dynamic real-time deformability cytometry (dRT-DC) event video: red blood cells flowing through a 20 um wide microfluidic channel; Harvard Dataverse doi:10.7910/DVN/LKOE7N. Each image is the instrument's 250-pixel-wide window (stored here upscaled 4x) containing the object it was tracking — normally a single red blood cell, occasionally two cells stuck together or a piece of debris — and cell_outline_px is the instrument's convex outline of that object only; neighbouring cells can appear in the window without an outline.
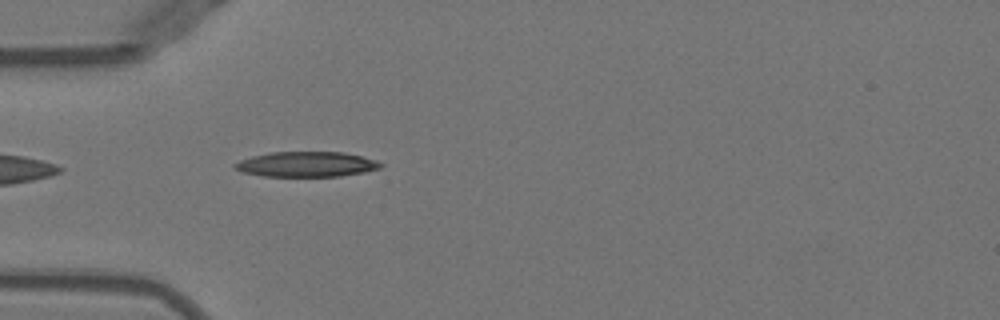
{"species": "Egyptian fruit bat (a non-hibernating species)", "species_latin": "Rousettus aegyptiacus", "temperature_condition": "warm", "stored_images_in_passage": 35, "camera_frame_rate_fps": 3000, "um_per_image_px": 0.085, "animal": {"sex": "female"}, "frame": {"image": 1, "passage_image": 1, "time_ms": 0.0, "image_size_px": [1000, 320], "cell_outline_px": [[384, 164], [380, 168], [364, 172], [340, 176], [264, 176], [240, 172], [232, 168], [232, 164], [240, 160], [252, 156], [272, 152], [344, 152], [376, 160]], "centroid_in_image_um": [26.01, 13.96], "position_along_channel_um": 59.0, "area_um2": 21.44}}
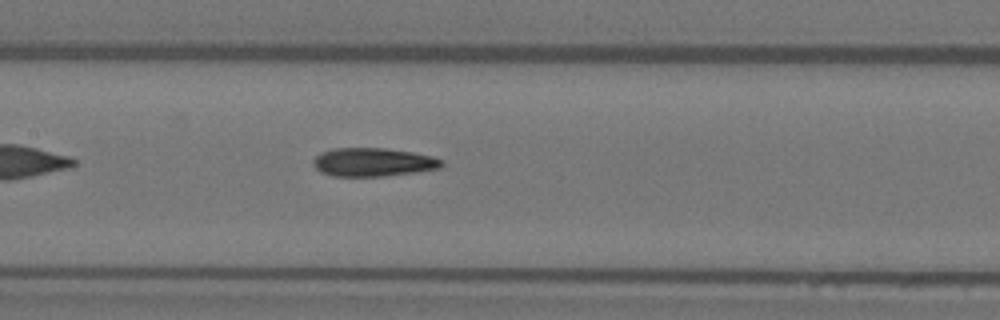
{"frame": {"image": 2, "passage_image": 10, "time_ms": 3.0, "image_size_px": [1000, 320], "cell_outline_px": [[444, 164], [440, 168], [416, 172], [384, 176], [332, 176], [320, 172], [312, 164], [312, 160], [320, 152], [332, 148], [384, 148], [412, 152], [432, 156], [444, 160]], "centroid_in_image_um": [31.7, 13.78], "position_along_channel_um": 175.7, "area_um2": 21.5}}
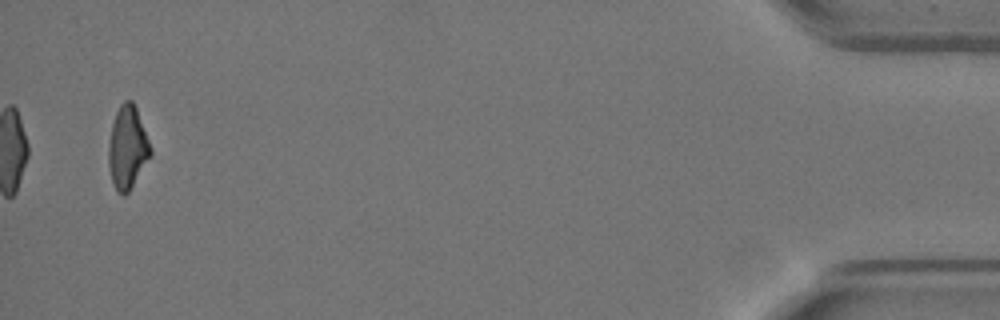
{"frame": {"image": 3, "passage_image": 35, "time_ms": 11.333, "image_size_px": [1000, 320], "cell_outline_px": [[152, 152], [128, 192], [124, 196], [120, 196], [116, 192], [112, 184], [108, 168], [108, 144], [112, 124], [116, 112], [120, 104], [124, 100], [132, 100], [136, 108], [152, 148]], "centroid_in_image_um": [10.8, 12.56], "position_along_channel_um": 424.4, "area_um2": 20.29}, "authors_computed_cell_mechanics": {"area_um2": 21.5594, "velocity_mm_per_s": 3.9899, "shape_relaxation_time_tau1_ms": 9.123, "shape_relaxation_time_tau2_ms": 3.4844, "deformation_change_tau1": 0.2979, "deformation_change_tau2": 0.1313}}